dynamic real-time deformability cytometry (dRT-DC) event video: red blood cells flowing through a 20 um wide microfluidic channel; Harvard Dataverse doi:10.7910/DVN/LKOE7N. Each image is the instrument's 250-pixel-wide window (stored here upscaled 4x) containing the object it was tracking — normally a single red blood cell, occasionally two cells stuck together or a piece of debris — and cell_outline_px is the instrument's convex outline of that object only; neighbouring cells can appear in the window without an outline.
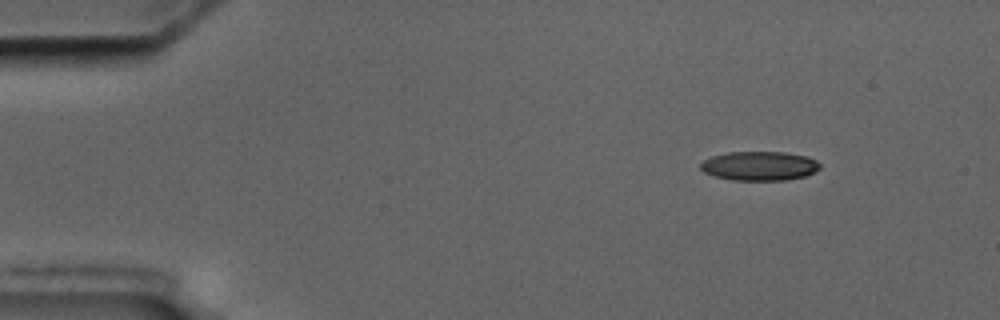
{"species": "common noctule bat (a hibernating species)", "species_latin": "Nyctalus noctula", "temperature_condition": "cold", "stored_images_in_passage": 4, "camera_frame_rate_fps": 3000, "um_per_image_px": 0.085, "animal": {"sex": "male", "body_mass_g": 17.5, "forearm_length_mm": 52.3}, "frame": {"image": 1, "passage_image": 1, "time_ms": 0.0, "image_size_px": [1000, 320], "cell_outline_px": [[820, 168], [816, 172], [804, 176], [784, 180], [732, 180], [716, 176], [704, 172], [700, 168], [700, 164], [704, 160], [712, 156], [728, 152], [784, 152], [808, 156], [816, 160], [820, 164]], "centroid_in_image_um": [64.58, 14.1], "position_along_channel_um": 20.4, "area_um2": 20.29}}
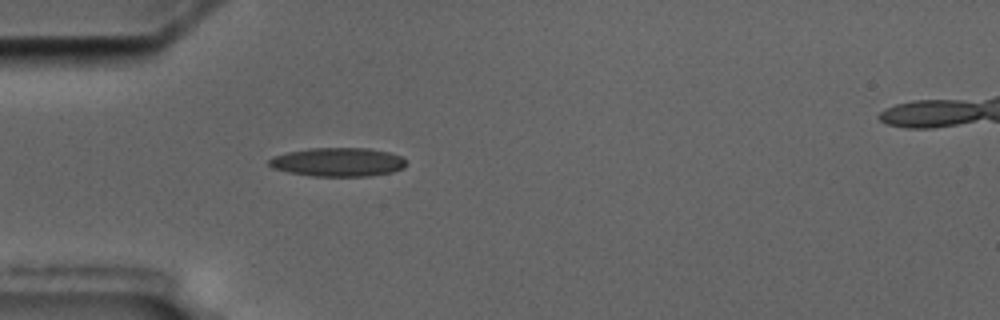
{"frame": {"image": 2, "passage_image": 4, "time_ms": 3.333, "image_size_px": [1000, 320], "cell_outline_px": [[404, 168], [392, 172], [372, 176], [312, 176], [288, 172], [272, 168], [268, 164], [268, 160], [272, 156], [288, 152], [308, 148], [368, 148], [388, 152], [400, 156], [404, 160]], "centroid_in_image_um": [28.68, 13.78], "position_along_channel_um": 56.3, "area_um2": 23.0}}